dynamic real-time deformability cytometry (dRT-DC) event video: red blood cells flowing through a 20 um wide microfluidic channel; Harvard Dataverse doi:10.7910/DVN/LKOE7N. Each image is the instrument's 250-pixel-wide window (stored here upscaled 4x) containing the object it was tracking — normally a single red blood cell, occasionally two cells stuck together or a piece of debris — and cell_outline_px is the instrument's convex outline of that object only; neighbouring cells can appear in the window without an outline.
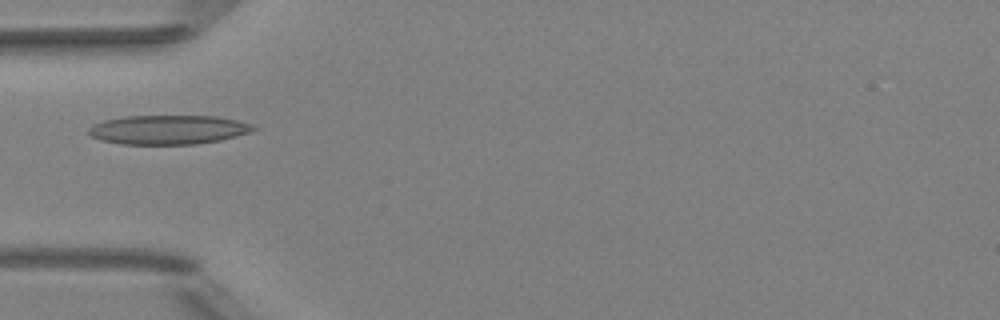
{"species": "Egyptian fruit bat (a non-hibernating species)", "species_latin": "Rousettus aegyptiacus", "temperature_condition": "room temperature", "stored_images_in_passage": 6, "camera_frame_rate_fps": 3000, "um_per_image_px": 0.085, "animal": {"sex": "female"}, "frame": {"image": 1, "passage_image": 6, "time_ms": 1.667, "image_size_px": [1000, 320], "cell_outline_px": [[256, 128], [252, 132], [220, 140], [196, 144], [120, 144], [100, 140], [92, 136], [88, 132], [88, 128], [104, 120], [124, 116], [216, 116], [236, 120], [252, 124]], "centroid_in_image_um": [14.31, 11.02], "position_along_channel_um": 70.7, "area_um2": 27.98}}